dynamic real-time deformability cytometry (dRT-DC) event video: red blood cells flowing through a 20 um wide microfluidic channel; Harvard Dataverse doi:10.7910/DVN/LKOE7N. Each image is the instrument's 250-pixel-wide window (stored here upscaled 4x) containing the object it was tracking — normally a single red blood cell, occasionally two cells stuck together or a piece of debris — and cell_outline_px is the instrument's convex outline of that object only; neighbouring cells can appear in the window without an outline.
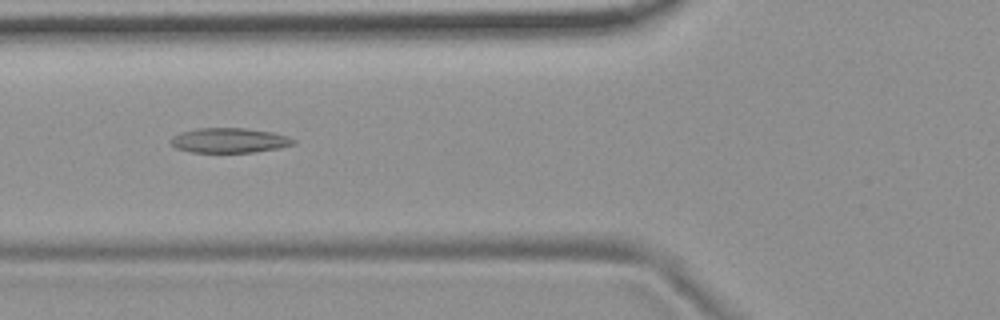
{"species": "common noctule bat (a hibernating species)", "species_latin": "Nyctalus noctula", "temperature_condition": "room temperature", "stored_images_in_passage": 6, "camera_frame_rate_fps": 3000, "um_per_image_px": 0.085, "animal": {"sex": "female", "body_mass_g": 19.9}, "frame": {"image": 1, "passage_image": 6, "time_ms": 6.0, "image_size_px": [1000, 320], "cell_outline_px": [[296, 144], [280, 148], [256, 152], [192, 152], [176, 148], [168, 140], [172, 136], [180, 132], [196, 128], [244, 128], [272, 132], [288, 136], [296, 140]], "centroid_in_image_um": [19.5, 11.93], "position_along_channel_um": 106.3, "area_um2": 17.92}}